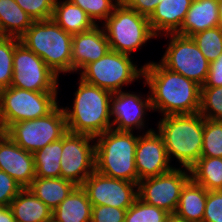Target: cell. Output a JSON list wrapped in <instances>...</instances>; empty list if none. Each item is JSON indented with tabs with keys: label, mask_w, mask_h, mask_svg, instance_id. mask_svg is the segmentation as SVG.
<instances>
[{
	"label": "cell",
	"mask_w": 222,
	"mask_h": 222,
	"mask_svg": "<svg viewBox=\"0 0 222 222\" xmlns=\"http://www.w3.org/2000/svg\"><path fill=\"white\" fill-rule=\"evenodd\" d=\"M143 78L149 87L154 111L163 116L199 112L201 86L194 81L165 68L160 62L145 64Z\"/></svg>",
	"instance_id": "obj_1"
},
{
	"label": "cell",
	"mask_w": 222,
	"mask_h": 222,
	"mask_svg": "<svg viewBox=\"0 0 222 222\" xmlns=\"http://www.w3.org/2000/svg\"><path fill=\"white\" fill-rule=\"evenodd\" d=\"M72 109L63 108L68 132L96 137L112 128V93L79 79Z\"/></svg>",
	"instance_id": "obj_2"
},
{
	"label": "cell",
	"mask_w": 222,
	"mask_h": 222,
	"mask_svg": "<svg viewBox=\"0 0 222 222\" xmlns=\"http://www.w3.org/2000/svg\"><path fill=\"white\" fill-rule=\"evenodd\" d=\"M157 128L169 160L174 156L184 169L190 168L201 157L204 133L201 114L166 115L158 121Z\"/></svg>",
	"instance_id": "obj_3"
},
{
	"label": "cell",
	"mask_w": 222,
	"mask_h": 222,
	"mask_svg": "<svg viewBox=\"0 0 222 222\" xmlns=\"http://www.w3.org/2000/svg\"><path fill=\"white\" fill-rule=\"evenodd\" d=\"M139 135L113 128L95 137V170L107 177L138 184L135 150Z\"/></svg>",
	"instance_id": "obj_4"
},
{
	"label": "cell",
	"mask_w": 222,
	"mask_h": 222,
	"mask_svg": "<svg viewBox=\"0 0 222 222\" xmlns=\"http://www.w3.org/2000/svg\"><path fill=\"white\" fill-rule=\"evenodd\" d=\"M72 36L51 18L34 21L20 42L59 76L61 72H72Z\"/></svg>",
	"instance_id": "obj_5"
},
{
	"label": "cell",
	"mask_w": 222,
	"mask_h": 222,
	"mask_svg": "<svg viewBox=\"0 0 222 222\" xmlns=\"http://www.w3.org/2000/svg\"><path fill=\"white\" fill-rule=\"evenodd\" d=\"M110 50L131 55L148 40L156 38L148 17L140 15L121 1L102 23Z\"/></svg>",
	"instance_id": "obj_6"
},
{
	"label": "cell",
	"mask_w": 222,
	"mask_h": 222,
	"mask_svg": "<svg viewBox=\"0 0 222 222\" xmlns=\"http://www.w3.org/2000/svg\"><path fill=\"white\" fill-rule=\"evenodd\" d=\"M57 94L13 86L0 89V132L16 122L47 116L58 106Z\"/></svg>",
	"instance_id": "obj_7"
},
{
	"label": "cell",
	"mask_w": 222,
	"mask_h": 222,
	"mask_svg": "<svg viewBox=\"0 0 222 222\" xmlns=\"http://www.w3.org/2000/svg\"><path fill=\"white\" fill-rule=\"evenodd\" d=\"M131 59L130 55L109 50L97 61L86 65L80 72V79L111 93L120 92L123 85L143 78L144 66L138 68Z\"/></svg>",
	"instance_id": "obj_8"
},
{
	"label": "cell",
	"mask_w": 222,
	"mask_h": 222,
	"mask_svg": "<svg viewBox=\"0 0 222 222\" xmlns=\"http://www.w3.org/2000/svg\"><path fill=\"white\" fill-rule=\"evenodd\" d=\"M67 132L65 113L59 105L47 116L16 122L5 131L17 145L30 153L62 138Z\"/></svg>",
	"instance_id": "obj_9"
},
{
	"label": "cell",
	"mask_w": 222,
	"mask_h": 222,
	"mask_svg": "<svg viewBox=\"0 0 222 222\" xmlns=\"http://www.w3.org/2000/svg\"><path fill=\"white\" fill-rule=\"evenodd\" d=\"M165 36L170 37V42L160 63L165 68L185 76L202 87L207 79L210 63L195 41L192 37L177 33H169Z\"/></svg>",
	"instance_id": "obj_10"
},
{
	"label": "cell",
	"mask_w": 222,
	"mask_h": 222,
	"mask_svg": "<svg viewBox=\"0 0 222 222\" xmlns=\"http://www.w3.org/2000/svg\"><path fill=\"white\" fill-rule=\"evenodd\" d=\"M45 62L20 41L15 45L10 86L35 92H57L58 78Z\"/></svg>",
	"instance_id": "obj_11"
},
{
	"label": "cell",
	"mask_w": 222,
	"mask_h": 222,
	"mask_svg": "<svg viewBox=\"0 0 222 222\" xmlns=\"http://www.w3.org/2000/svg\"><path fill=\"white\" fill-rule=\"evenodd\" d=\"M94 144H90L92 141ZM95 137L67 132L62 137L60 177L81 186L95 171Z\"/></svg>",
	"instance_id": "obj_12"
},
{
	"label": "cell",
	"mask_w": 222,
	"mask_h": 222,
	"mask_svg": "<svg viewBox=\"0 0 222 222\" xmlns=\"http://www.w3.org/2000/svg\"><path fill=\"white\" fill-rule=\"evenodd\" d=\"M185 170L174 167L167 173L139 181L138 198L170 214L175 213L181 191L191 179L189 168Z\"/></svg>",
	"instance_id": "obj_13"
},
{
	"label": "cell",
	"mask_w": 222,
	"mask_h": 222,
	"mask_svg": "<svg viewBox=\"0 0 222 222\" xmlns=\"http://www.w3.org/2000/svg\"><path fill=\"white\" fill-rule=\"evenodd\" d=\"M81 187L92 206L104 205L127 210L138 198L137 183L107 177L96 170Z\"/></svg>",
	"instance_id": "obj_14"
},
{
	"label": "cell",
	"mask_w": 222,
	"mask_h": 222,
	"mask_svg": "<svg viewBox=\"0 0 222 222\" xmlns=\"http://www.w3.org/2000/svg\"><path fill=\"white\" fill-rule=\"evenodd\" d=\"M141 96L142 95L135 94L134 92L130 93V91L112 93L110 100V116L111 118L114 117L113 120H111L113 129L133 132L134 129L142 130L145 127L146 111L153 109L150 94H148L146 98Z\"/></svg>",
	"instance_id": "obj_15"
},
{
	"label": "cell",
	"mask_w": 222,
	"mask_h": 222,
	"mask_svg": "<svg viewBox=\"0 0 222 222\" xmlns=\"http://www.w3.org/2000/svg\"><path fill=\"white\" fill-rule=\"evenodd\" d=\"M139 135L135 150V165L138 182L169 172L170 165L166 147L162 137L153 129Z\"/></svg>",
	"instance_id": "obj_16"
},
{
	"label": "cell",
	"mask_w": 222,
	"mask_h": 222,
	"mask_svg": "<svg viewBox=\"0 0 222 222\" xmlns=\"http://www.w3.org/2000/svg\"><path fill=\"white\" fill-rule=\"evenodd\" d=\"M0 170L23 189L28 188L36 177L33 153L21 148L5 132H0Z\"/></svg>",
	"instance_id": "obj_17"
},
{
	"label": "cell",
	"mask_w": 222,
	"mask_h": 222,
	"mask_svg": "<svg viewBox=\"0 0 222 222\" xmlns=\"http://www.w3.org/2000/svg\"><path fill=\"white\" fill-rule=\"evenodd\" d=\"M110 50L105 31L95 25L92 29L72 36V72L81 71Z\"/></svg>",
	"instance_id": "obj_18"
},
{
	"label": "cell",
	"mask_w": 222,
	"mask_h": 222,
	"mask_svg": "<svg viewBox=\"0 0 222 222\" xmlns=\"http://www.w3.org/2000/svg\"><path fill=\"white\" fill-rule=\"evenodd\" d=\"M193 0H160L155 11L148 18L153 33H177L187 15ZM162 32V33H161Z\"/></svg>",
	"instance_id": "obj_19"
},
{
	"label": "cell",
	"mask_w": 222,
	"mask_h": 222,
	"mask_svg": "<svg viewBox=\"0 0 222 222\" xmlns=\"http://www.w3.org/2000/svg\"><path fill=\"white\" fill-rule=\"evenodd\" d=\"M218 24V0H193L177 34L191 37Z\"/></svg>",
	"instance_id": "obj_20"
},
{
	"label": "cell",
	"mask_w": 222,
	"mask_h": 222,
	"mask_svg": "<svg viewBox=\"0 0 222 222\" xmlns=\"http://www.w3.org/2000/svg\"><path fill=\"white\" fill-rule=\"evenodd\" d=\"M92 205L85 190L76 186L52 211L57 222H91Z\"/></svg>",
	"instance_id": "obj_21"
},
{
	"label": "cell",
	"mask_w": 222,
	"mask_h": 222,
	"mask_svg": "<svg viewBox=\"0 0 222 222\" xmlns=\"http://www.w3.org/2000/svg\"><path fill=\"white\" fill-rule=\"evenodd\" d=\"M16 222H47L52 218V211L28 188L22 189L9 206Z\"/></svg>",
	"instance_id": "obj_22"
},
{
	"label": "cell",
	"mask_w": 222,
	"mask_h": 222,
	"mask_svg": "<svg viewBox=\"0 0 222 222\" xmlns=\"http://www.w3.org/2000/svg\"><path fill=\"white\" fill-rule=\"evenodd\" d=\"M52 19L72 35L92 29L96 25L85 11L70 0H56Z\"/></svg>",
	"instance_id": "obj_23"
},
{
	"label": "cell",
	"mask_w": 222,
	"mask_h": 222,
	"mask_svg": "<svg viewBox=\"0 0 222 222\" xmlns=\"http://www.w3.org/2000/svg\"><path fill=\"white\" fill-rule=\"evenodd\" d=\"M208 191L190 179L181 191L175 214L190 222H202Z\"/></svg>",
	"instance_id": "obj_24"
},
{
	"label": "cell",
	"mask_w": 222,
	"mask_h": 222,
	"mask_svg": "<svg viewBox=\"0 0 222 222\" xmlns=\"http://www.w3.org/2000/svg\"><path fill=\"white\" fill-rule=\"evenodd\" d=\"M76 187V185L62 177H35L28 189L51 210H54Z\"/></svg>",
	"instance_id": "obj_25"
},
{
	"label": "cell",
	"mask_w": 222,
	"mask_h": 222,
	"mask_svg": "<svg viewBox=\"0 0 222 222\" xmlns=\"http://www.w3.org/2000/svg\"><path fill=\"white\" fill-rule=\"evenodd\" d=\"M33 22L15 0H0V36L20 38Z\"/></svg>",
	"instance_id": "obj_26"
},
{
	"label": "cell",
	"mask_w": 222,
	"mask_h": 222,
	"mask_svg": "<svg viewBox=\"0 0 222 222\" xmlns=\"http://www.w3.org/2000/svg\"><path fill=\"white\" fill-rule=\"evenodd\" d=\"M191 179L207 191L222 187V158L200 157L190 168Z\"/></svg>",
	"instance_id": "obj_27"
},
{
	"label": "cell",
	"mask_w": 222,
	"mask_h": 222,
	"mask_svg": "<svg viewBox=\"0 0 222 222\" xmlns=\"http://www.w3.org/2000/svg\"><path fill=\"white\" fill-rule=\"evenodd\" d=\"M62 138L33 153L36 177L59 178L61 170Z\"/></svg>",
	"instance_id": "obj_28"
},
{
	"label": "cell",
	"mask_w": 222,
	"mask_h": 222,
	"mask_svg": "<svg viewBox=\"0 0 222 222\" xmlns=\"http://www.w3.org/2000/svg\"><path fill=\"white\" fill-rule=\"evenodd\" d=\"M191 37L209 63L222 53V29L219 26L200 31Z\"/></svg>",
	"instance_id": "obj_29"
},
{
	"label": "cell",
	"mask_w": 222,
	"mask_h": 222,
	"mask_svg": "<svg viewBox=\"0 0 222 222\" xmlns=\"http://www.w3.org/2000/svg\"><path fill=\"white\" fill-rule=\"evenodd\" d=\"M201 157L222 158V121L204 118Z\"/></svg>",
	"instance_id": "obj_30"
},
{
	"label": "cell",
	"mask_w": 222,
	"mask_h": 222,
	"mask_svg": "<svg viewBox=\"0 0 222 222\" xmlns=\"http://www.w3.org/2000/svg\"><path fill=\"white\" fill-rule=\"evenodd\" d=\"M17 37L0 36V89L10 87L13 78V56Z\"/></svg>",
	"instance_id": "obj_31"
},
{
	"label": "cell",
	"mask_w": 222,
	"mask_h": 222,
	"mask_svg": "<svg viewBox=\"0 0 222 222\" xmlns=\"http://www.w3.org/2000/svg\"><path fill=\"white\" fill-rule=\"evenodd\" d=\"M170 213L137 198L127 209L124 222H165Z\"/></svg>",
	"instance_id": "obj_32"
},
{
	"label": "cell",
	"mask_w": 222,
	"mask_h": 222,
	"mask_svg": "<svg viewBox=\"0 0 222 222\" xmlns=\"http://www.w3.org/2000/svg\"><path fill=\"white\" fill-rule=\"evenodd\" d=\"M198 113L206 119L222 121V86L201 87Z\"/></svg>",
	"instance_id": "obj_33"
},
{
	"label": "cell",
	"mask_w": 222,
	"mask_h": 222,
	"mask_svg": "<svg viewBox=\"0 0 222 222\" xmlns=\"http://www.w3.org/2000/svg\"><path fill=\"white\" fill-rule=\"evenodd\" d=\"M79 6L97 25V20L105 21L112 13L118 0H70ZM115 2V3H114Z\"/></svg>",
	"instance_id": "obj_34"
},
{
	"label": "cell",
	"mask_w": 222,
	"mask_h": 222,
	"mask_svg": "<svg viewBox=\"0 0 222 222\" xmlns=\"http://www.w3.org/2000/svg\"><path fill=\"white\" fill-rule=\"evenodd\" d=\"M34 21L51 19L56 0H15Z\"/></svg>",
	"instance_id": "obj_35"
},
{
	"label": "cell",
	"mask_w": 222,
	"mask_h": 222,
	"mask_svg": "<svg viewBox=\"0 0 222 222\" xmlns=\"http://www.w3.org/2000/svg\"><path fill=\"white\" fill-rule=\"evenodd\" d=\"M202 222H222V193L208 191Z\"/></svg>",
	"instance_id": "obj_36"
},
{
	"label": "cell",
	"mask_w": 222,
	"mask_h": 222,
	"mask_svg": "<svg viewBox=\"0 0 222 222\" xmlns=\"http://www.w3.org/2000/svg\"><path fill=\"white\" fill-rule=\"evenodd\" d=\"M126 212L112 206H92L91 222H124Z\"/></svg>",
	"instance_id": "obj_37"
},
{
	"label": "cell",
	"mask_w": 222,
	"mask_h": 222,
	"mask_svg": "<svg viewBox=\"0 0 222 222\" xmlns=\"http://www.w3.org/2000/svg\"><path fill=\"white\" fill-rule=\"evenodd\" d=\"M23 188L6 172L0 170V205L10 206Z\"/></svg>",
	"instance_id": "obj_38"
},
{
	"label": "cell",
	"mask_w": 222,
	"mask_h": 222,
	"mask_svg": "<svg viewBox=\"0 0 222 222\" xmlns=\"http://www.w3.org/2000/svg\"><path fill=\"white\" fill-rule=\"evenodd\" d=\"M222 86V53L210 63L207 79L202 87Z\"/></svg>",
	"instance_id": "obj_39"
},
{
	"label": "cell",
	"mask_w": 222,
	"mask_h": 222,
	"mask_svg": "<svg viewBox=\"0 0 222 222\" xmlns=\"http://www.w3.org/2000/svg\"><path fill=\"white\" fill-rule=\"evenodd\" d=\"M131 9L137 11L140 15L150 17L155 11L160 0H123Z\"/></svg>",
	"instance_id": "obj_40"
},
{
	"label": "cell",
	"mask_w": 222,
	"mask_h": 222,
	"mask_svg": "<svg viewBox=\"0 0 222 222\" xmlns=\"http://www.w3.org/2000/svg\"><path fill=\"white\" fill-rule=\"evenodd\" d=\"M0 222H16L9 206H2L0 208Z\"/></svg>",
	"instance_id": "obj_41"
},
{
	"label": "cell",
	"mask_w": 222,
	"mask_h": 222,
	"mask_svg": "<svg viewBox=\"0 0 222 222\" xmlns=\"http://www.w3.org/2000/svg\"><path fill=\"white\" fill-rule=\"evenodd\" d=\"M165 222H190V221H187L183 219L182 217H179L175 213H171L168 215Z\"/></svg>",
	"instance_id": "obj_42"
},
{
	"label": "cell",
	"mask_w": 222,
	"mask_h": 222,
	"mask_svg": "<svg viewBox=\"0 0 222 222\" xmlns=\"http://www.w3.org/2000/svg\"><path fill=\"white\" fill-rule=\"evenodd\" d=\"M218 12H219L218 26L222 29V0H218Z\"/></svg>",
	"instance_id": "obj_43"
},
{
	"label": "cell",
	"mask_w": 222,
	"mask_h": 222,
	"mask_svg": "<svg viewBox=\"0 0 222 222\" xmlns=\"http://www.w3.org/2000/svg\"><path fill=\"white\" fill-rule=\"evenodd\" d=\"M47 222H57L55 219L51 218L49 221Z\"/></svg>",
	"instance_id": "obj_44"
}]
</instances>
